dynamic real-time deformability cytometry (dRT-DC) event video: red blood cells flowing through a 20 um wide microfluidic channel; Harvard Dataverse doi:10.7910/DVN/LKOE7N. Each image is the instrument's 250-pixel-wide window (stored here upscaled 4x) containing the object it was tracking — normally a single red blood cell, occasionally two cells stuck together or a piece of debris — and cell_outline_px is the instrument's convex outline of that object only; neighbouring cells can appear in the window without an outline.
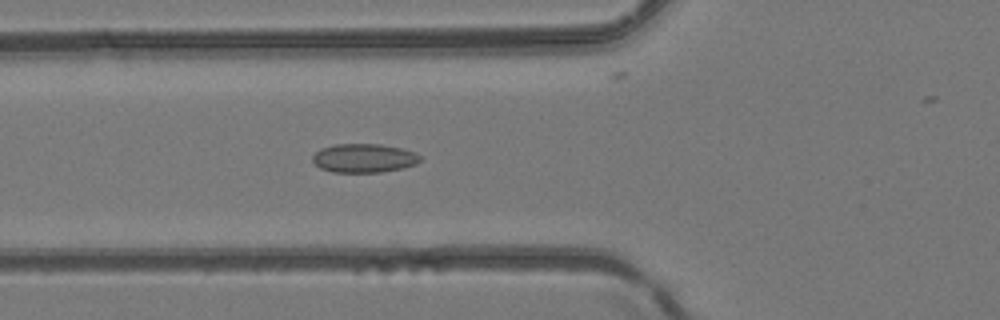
{"species": "common noctule bat (a hibernating species)", "species_latin": "Nyctalus noctula", "temperature_condition": "room temperature", "stored_images_in_passage": 37, "camera_frame_rate_fps": 3000, "um_per_image_px": 0.085, "animal": {"sex": "female", "body_mass_g": 24.6, "forearm_length_mm": 56.2}, "frame": {"image": 1, "passage_image": 18, "time_ms": 5.667, "image_size_px": [1000, 320], "cell_outline_px": [[420, 160], [416, 164], [400, 168], [380, 172], [332, 172], [320, 168], [312, 160], [312, 156], [320, 148], [336, 144], [380, 144], [400, 148], [416, 152], [420, 156]], "centroid_in_image_um": [30.91, 13.43], "position_along_channel_um": 94.9, "area_um2": 17.98}}
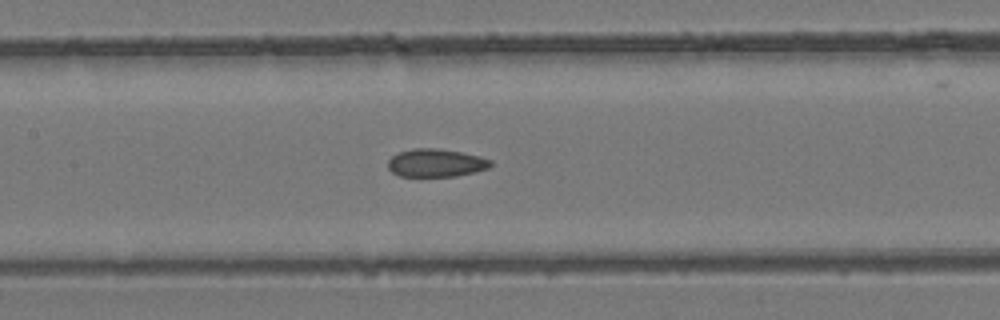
{"frame": {"image": 2, "passage_image": 23, "time_ms": 7.333, "image_size_px": [1000, 320], "cell_outline_px": [[492, 164], [488, 168], [456, 176], [400, 176], [392, 172], [388, 168], [388, 160], [396, 152], [412, 148], [436, 148], [460, 152], [480, 156], [492, 160]], "centroid_in_image_um": [37.02, 13.83], "position_along_channel_um": 170.4, "area_um2": 16.76}}
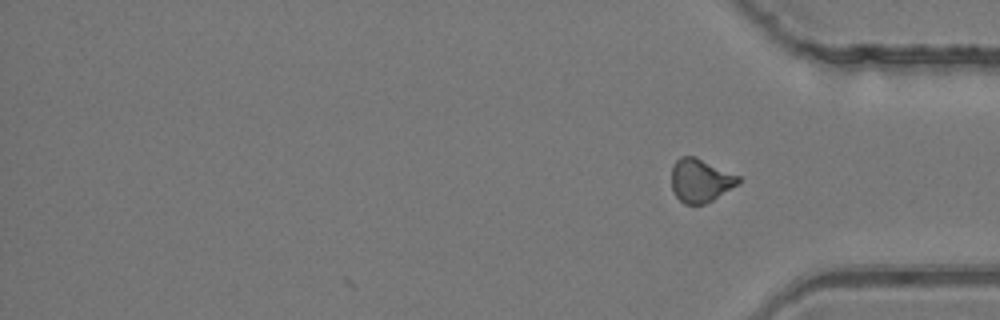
{"frame": {"image": 3, "passage_image": 37, "time_ms": 12.0, "image_size_px": [1000, 320], "cell_outline_px": [[740, 184], [712, 200], [704, 204], [684, 204], [676, 196], [672, 188], [672, 164], [680, 156], [692, 156], [740, 176]], "centroid_in_image_um": [59.53, 15.35], "position_along_channel_um": 375.7, "area_um2": 16.76}}